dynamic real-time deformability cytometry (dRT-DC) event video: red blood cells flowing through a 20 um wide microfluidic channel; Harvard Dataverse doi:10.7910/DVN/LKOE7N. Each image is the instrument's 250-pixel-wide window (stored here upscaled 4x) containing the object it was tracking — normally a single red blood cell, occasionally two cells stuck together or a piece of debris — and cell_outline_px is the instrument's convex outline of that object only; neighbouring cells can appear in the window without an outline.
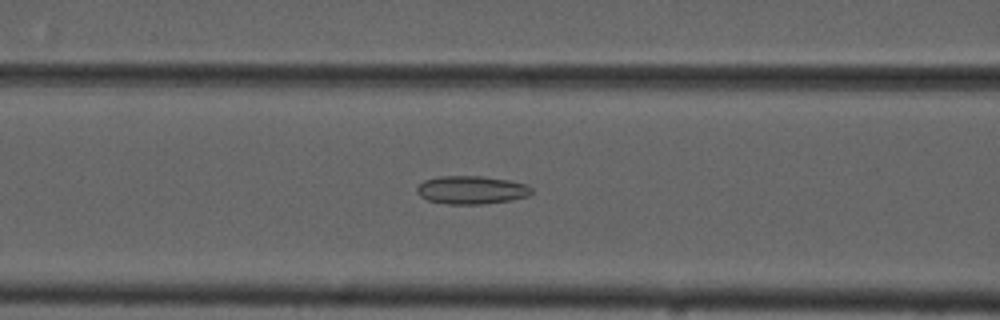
{"species": "common noctule bat (a hibernating species)", "species_latin": "Nyctalus noctula", "temperature_condition": "cold", "stored_images_in_passage": 38, "camera_frame_rate_fps": 3000, "um_per_image_px": 0.085, "animal": {"sex": "male", "forearm_length_mm": 52.5}, "frame": {"image": 1, "passage_image": 10, "time_ms": 3.0, "image_size_px": [1000, 320], "cell_outline_px": [[532, 192], [528, 196], [512, 200], [480, 204], [448, 204], [428, 200], [420, 196], [416, 192], [416, 188], [424, 180], [440, 176], [480, 176], [508, 180], [528, 184], [532, 188]], "centroid_in_image_um": [40.08, 16.14], "position_along_channel_um": 126.5, "area_um2": 18.84}}
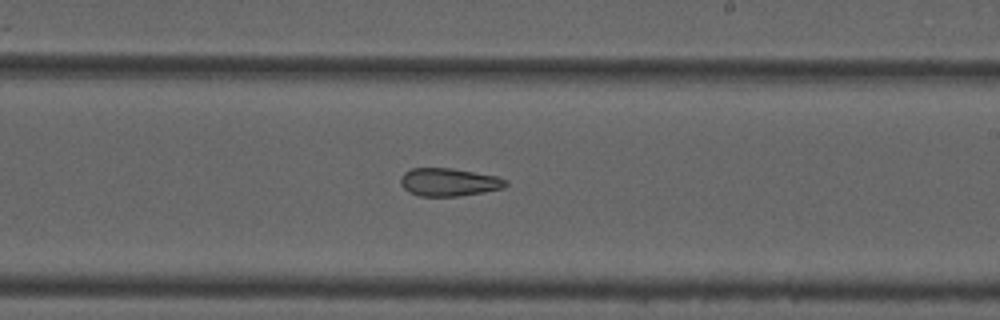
{"frame": {"image": 2, "passage_image": 20, "time_ms": 6.333, "image_size_px": [1000, 320], "cell_outline_px": [[508, 184], [504, 188], [460, 196], [420, 196], [408, 192], [400, 184], [400, 176], [404, 172], [412, 168], [452, 168], [496, 176], [508, 180]], "centroid_in_image_um": [38.14, 15.48], "position_along_channel_um": 250.9, "area_um2": 17.22}}
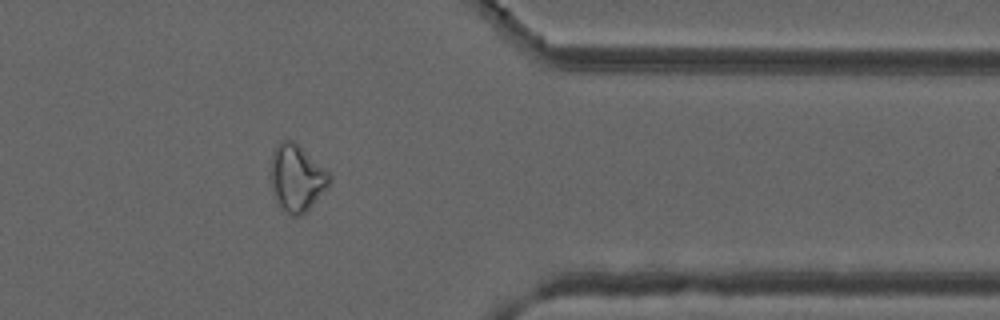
{"frame": {"image": 3, "passage_image": 32, "time_ms": 10.333, "image_size_px": [1000, 320], "cell_outline_px": [[332, 180], [312, 204], [300, 216], [292, 216], [276, 200], [272, 192], [268, 172], [272, 152], [276, 144], [280, 140], [292, 140], [324, 168], [332, 176]], "centroid_in_image_um": [25.15, 15.09], "position_along_channel_um": 386.2, "area_um2": 22.66}}